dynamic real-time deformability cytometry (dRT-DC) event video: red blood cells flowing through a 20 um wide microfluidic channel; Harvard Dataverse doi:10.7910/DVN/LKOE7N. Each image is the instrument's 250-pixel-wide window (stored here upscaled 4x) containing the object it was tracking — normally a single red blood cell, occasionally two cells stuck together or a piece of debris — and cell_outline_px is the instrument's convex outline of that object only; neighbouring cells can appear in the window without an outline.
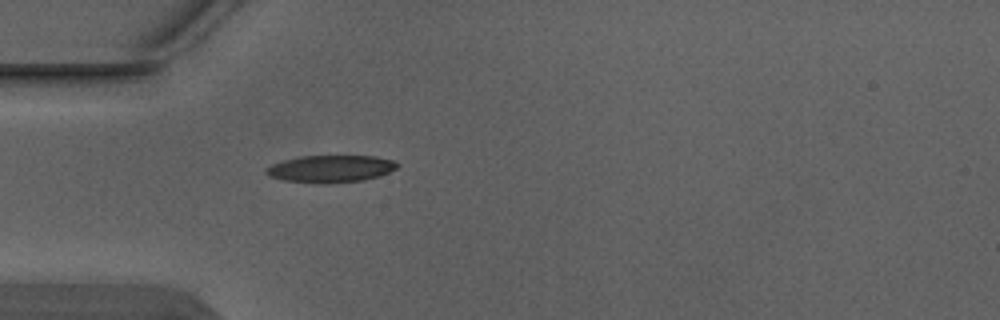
{"species": "Egyptian fruit bat (a non-hibernating species)", "species_latin": "Rousettus aegyptiacus", "temperature_condition": "warm", "stored_images_in_passage": 3, "camera_frame_rate_fps": 3000, "um_per_image_px": 0.085, "animal": {"sex": "male"}, "frame": {"image": 1, "passage_image": 3, "time_ms": 0.667, "image_size_px": [1000, 320], "cell_outline_px": [[400, 164], [396, 168], [380, 176], [364, 180], [332, 184], [320, 184], [284, 180], [268, 176], [264, 172], [264, 168], [272, 164], [284, 160], [300, 156], [376, 156], [392, 160]], "centroid_in_image_um": [28.08, 14.36], "position_along_channel_um": 56.9, "area_um2": 21.04}}